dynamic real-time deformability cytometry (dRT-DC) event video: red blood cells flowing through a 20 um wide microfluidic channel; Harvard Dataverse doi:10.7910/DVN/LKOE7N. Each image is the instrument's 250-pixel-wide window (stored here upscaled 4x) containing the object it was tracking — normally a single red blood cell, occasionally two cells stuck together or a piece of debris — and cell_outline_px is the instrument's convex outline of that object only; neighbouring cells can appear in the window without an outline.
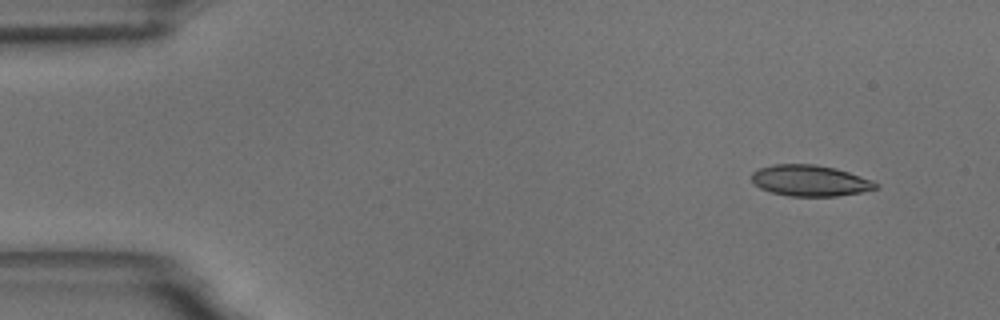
{"species": "common noctule bat (a hibernating species)", "species_latin": "Nyctalus noctula", "temperature_condition": "room temperature", "stored_images_in_passage": 52, "camera_frame_rate_fps": 3000, "um_per_image_px": 0.085, "animal": {"sex": "male", "body_mass_g": 18.8}, "frame": {"image": 1, "passage_image": 1, "time_ms": 0.0, "image_size_px": [1000, 320], "cell_outline_px": [[880, 188], [860, 192], [836, 196], [788, 196], [772, 192], [760, 188], [752, 180], [752, 172], [760, 168], [772, 164], [812, 164], [836, 168], [872, 180], [880, 184]], "centroid_in_image_um": [68.87, 15.35], "position_along_channel_um": 16.1, "area_um2": 22.43}}
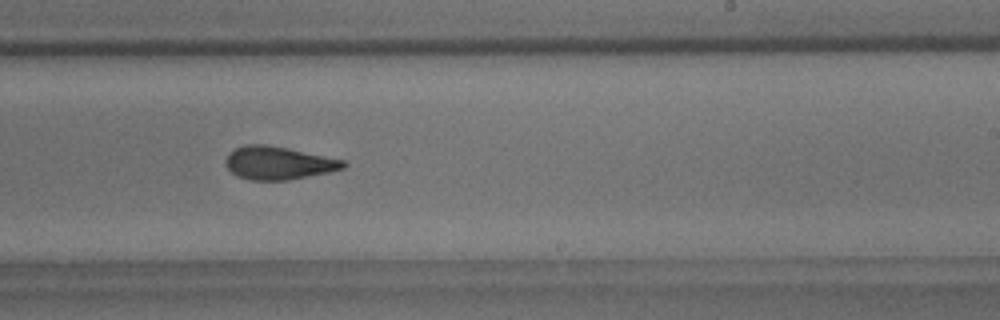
{"frame": {"image": 2, "passage_image": 30, "time_ms": 9.667, "image_size_px": [1000, 320], "cell_outline_px": [[348, 164], [344, 168], [328, 172], [288, 180], [252, 180], [240, 176], [232, 172], [224, 164], [224, 160], [228, 152], [236, 148], [248, 144], [264, 144], [288, 148], [344, 160]], "centroid_in_image_um": [23.65, 13.84], "position_along_channel_um": 265.4, "area_um2": 22.54}}
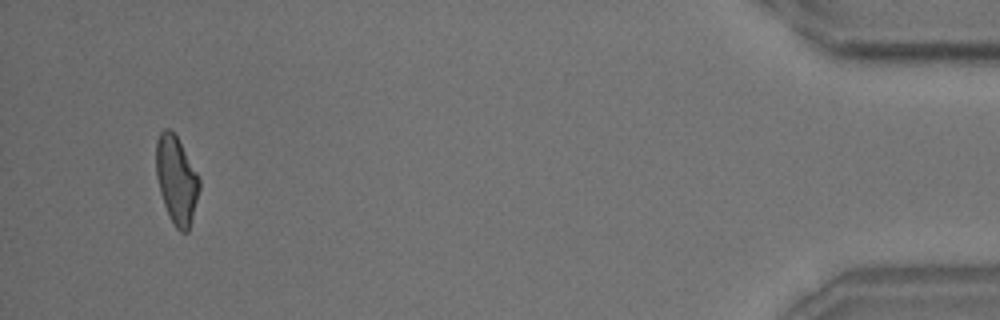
{"frame": {"image": 3, "passage_image": 49, "time_ms": 16.0, "image_size_px": [1000, 320], "cell_outline_px": [[200, 188], [188, 232], [180, 232], [176, 228], [164, 204], [160, 192], [156, 176], [156, 140], [160, 132], [164, 128], [168, 128], [176, 136], [200, 176]], "centroid_in_image_um": [15.0, 15.27], "position_along_channel_um": 420.2, "area_um2": 21.96}, "authors_computed_cell_mechanics": {"area_um2": 22.8599, "velocity_mm_per_s": 3.643, "shape_relaxation_time_tau1_ms": 6.4894, "shape_relaxation_time_tau2_ms": 2.1124, "deformation_change_tau1": 0.1721, "deformation_change_tau2": 0.094}}